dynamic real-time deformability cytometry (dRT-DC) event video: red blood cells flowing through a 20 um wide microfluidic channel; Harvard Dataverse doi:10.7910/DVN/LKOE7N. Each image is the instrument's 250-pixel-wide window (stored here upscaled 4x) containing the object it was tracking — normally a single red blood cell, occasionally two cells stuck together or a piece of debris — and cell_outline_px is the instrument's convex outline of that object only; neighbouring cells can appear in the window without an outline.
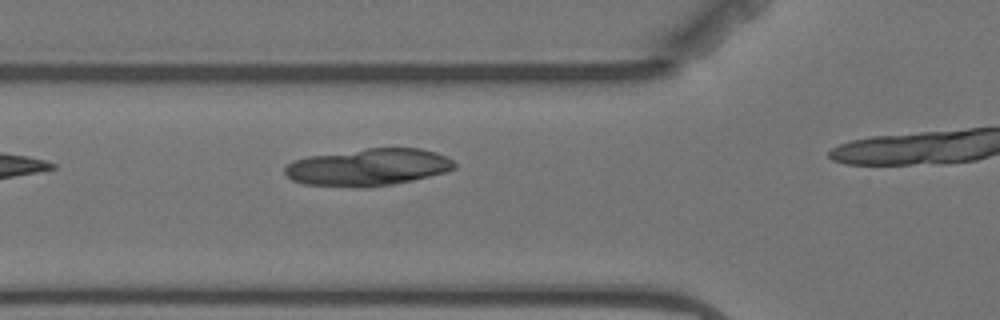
{"species": "Egyptian fruit bat (a non-hibernating species)", "species_latin": "Rousettus aegyptiacus", "temperature_condition": "warm", "stored_images_in_passage": 5, "camera_frame_rate_fps": 3000, "um_per_image_px": 0.085, "animal": {"sex": "female"}, "frame": {"image": 1, "passage_image": 4, "time_ms": 3.667, "image_size_px": [1000, 320], "cell_outline_px": [[456, 168], [444, 172], [412, 180], [392, 184], [364, 188], [356, 188], [304, 184], [292, 180], [284, 172], [284, 168], [292, 160], [308, 156], [368, 148], [420, 148], [436, 152], [452, 160], [456, 164]], "centroid_in_image_um": [31.26, 14.22], "position_along_channel_um": 94.5, "area_um2": 36.76}}